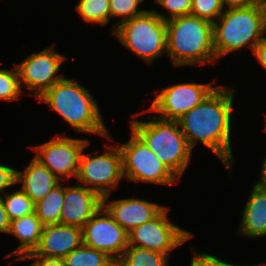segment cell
<instances>
[{
  "mask_svg": "<svg viewBox=\"0 0 266 266\" xmlns=\"http://www.w3.org/2000/svg\"><path fill=\"white\" fill-rule=\"evenodd\" d=\"M231 89L217 86L199 105L177 120L192 149L200 141L228 170L232 169L234 161L230 142L234 99V89Z\"/></svg>",
  "mask_w": 266,
  "mask_h": 266,
  "instance_id": "6da1fadb",
  "label": "cell"
},
{
  "mask_svg": "<svg viewBox=\"0 0 266 266\" xmlns=\"http://www.w3.org/2000/svg\"><path fill=\"white\" fill-rule=\"evenodd\" d=\"M77 80L67 79L54 84L38 99L59 113L77 132H86L111 139L96 100Z\"/></svg>",
  "mask_w": 266,
  "mask_h": 266,
  "instance_id": "7a4b0ae2",
  "label": "cell"
},
{
  "mask_svg": "<svg viewBox=\"0 0 266 266\" xmlns=\"http://www.w3.org/2000/svg\"><path fill=\"white\" fill-rule=\"evenodd\" d=\"M167 55L174 66L217 61L213 44V23L193 15L166 20Z\"/></svg>",
  "mask_w": 266,
  "mask_h": 266,
  "instance_id": "3957f363",
  "label": "cell"
},
{
  "mask_svg": "<svg viewBox=\"0 0 266 266\" xmlns=\"http://www.w3.org/2000/svg\"><path fill=\"white\" fill-rule=\"evenodd\" d=\"M265 33L266 9L257 3L247 7L226 8L213 23L216 59L246 46L253 51Z\"/></svg>",
  "mask_w": 266,
  "mask_h": 266,
  "instance_id": "277c9868",
  "label": "cell"
},
{
  "mask_svg": "<svg viewBox=\"0 0 266 266\" xmlns=\"http://www.w3.org/2000/svg\"><path fill=\"white\" fill-rule=\"evenodd\" d=\"M147 121H131L132 131L153 151L160 161L180 178L187 168L192 148L178 121L149 116Z\"/></svg>",
  "mask_w": 266,
  "mask_h": 266,
  "instance_id": "5b68a950",
  "label": "cell"
},
{
  "mask_svg": "<svg viewBox=\"0 0 266 266\" xmlns=\"http://www.w3.org/2000/svg\"><path fill=\"white\" fill-rule=\"evenodd\" d=\"M112 31L120 43L148 63L167 53L166 21L155 10L117 23Z\"/></svg>",
  "mask_w": 266,
  "mask_h": 266,
  "instance_id": "8992f818",
  "label": "cell"
},
{
  "mask_svg": "<svg viewBox=\"0 0 266 266\" xmlns=\"http://www.w3.org/2000/svg\"><path fill=\"white\" fill-rule=\"evenodd\" d=\"M131 139L119 146L122 154L123 176L129 181L172 184L177 177L160 161L133 131Z\"/></svg>",
  "mask_w": 266,
  "mask_h": 266,
  "instance_id": "52a82bcc",
  "label": "cell"
},
{
  "mask_svg": "<svg viewBox=\"0 0 266 266\" xmlns=\"http://www.w3.org/2000/svg\"><path fill=\"white\" fill-rule=\"evenodd\" d=\"M168 211L165 207L155 218L128 232V246L170 255L171 250L190 239L193 234L172 224Z\"/></svg>",
  "mask_w": 266,
  "mask_h": 266,
  "instance_id": "ba28073f",
  "label": "cell"
},
{
  "mask_svg": "<svg viewBox=\"0 0 266 266\" xmlns=\"http://www.w3.org/2000/svg\"><path fill=\"white\" fill-rule=\"evenodd\" d=\"M102 155L81 154L76 178L102 198L119 185L123 176L122 154L119 146L107 147ZM90 185V186H89ZM94 185V186H93Z\"/></svg>",
  "mask_w": 266,
  "mask_h": 266,
  "instance_id": "9c48e42d",
  "label": "cell"
},
{
  "mask_svg": "<svg viewBox=\"0 0 266 266\" xmlns=\"http://www.w3.org/2000/svg\"><path fill=\"white\" fill-rule=\"evenodd\" d=\"M90 141L57 135L55 139L33 146L34 159L48 168L60 181L77 176L80 156Z\"/></svg>",
  "mask_w": 266,
  "mask_h": 266,
  "instance_id": "30bf717a",
  "label": "cell"
},
{
  "mask_svg": "<svg viewBox=\"0 0 266 266\" xmlns=\"http://www.w3.org/2000/svg\"><path fill=\"white\" fill-rule=\"evenodd\" d=\"M217 86L204 83H179L158 92L146 111L158 112L166 120L177 121L184 113L199 105Z\"/></svg>",
  "mask_w": 266,
  "mask_h": 266,
  "instance_id": "8fae6325",
  "label": "cell"
},
{
  "mask_svg": "<svg viewBox=\"0 0 266 266\" xmlns=\"http://www.w3.org/2000/svg\"><path fill=\"white\" fill-rule=\"evenodd\" d=\"M67 59L64 55L57 53L53 47L33 53L27 59L16 66L19 75V83L25 85L37 99L41 97L54 84L64 78L58 73L61 64ZM22 84V85H21Z\"/></svg>",
  "mask_w": 266,
  "mask_h": 266,
  "instance_id": "7c38bea8",
  "label": "cell"
},
{
  "mask_svg": "<svg viewBox=\"0 0 266 266\" xmlns=\"http://www.w3.org/2000/svg\"><path fill=\"white\" fill-rule=\"evenodd\" d=\"M82 238L84 245L102 251L116 261L128 247V232L103 206L83 226Z\"/></svg>",
  "mask_w": 266,
  "mask_h": 266,
  "instance_id": "4fadbf2b",
  "label": "cell"
},
{
  "mask_svg": "<svg viewBox=\"0 0 266 266\" xmlns=\"http://www.w3.org/2000/svg\"><path fill=\"white\" fill-rule=\"evenodd\" d=\"M60 223L83 228L103 206V198L86 186H64Z\"/></svg>",
  "mask_w": 266,
  "mask_h": 266,
  "instance_id": "5bb4252c",
  "label": "cell"
},
{
  "mask_svg": "<svg viewBox=\"0 0 266 266\" xmlns=\"http://www.w3.org/2000/svg\"><path fill=\"white\" fill-rule=\"evenodd\" d=\"M83 243L82 229L66 224L44 225L33 254L44 258H65Z\"/></svg>",
  "mask_w": 266,
  "mask_h": 266,
  "instance_id": "9a60e30c",
  "label": "cell"
},
{
  "mask_svg": "<svg viewBox=\"0 0 266 266\" xmlns=\"http://www.w3.org/2000/svg\"><path fill=\"white\" fill-rule=\"evenodd\" d=\"M108 197L109 195L103 197V208L127 232L152 220L165 208V206L139 198H124L107 203Z\"/></svg>",
  "mask_w": 266,
  "mask_h": 266,
  "instance_id": "2e32d148",
  "label": "cell"
},
{
  "mask_svg": "<svg viewBox=\"0 0 266 266\" xmlns=\"http://www.w3.org/2000/svg\"><path fill=\"white\" fill-rule=\"evenodd\" d=\"M60 180L34 158L25 171L16 170V184L22 183V191L36 204L59 184Z\"/></svg>",
  "mask_w": 266,
  "mask_h": 266,
  "instance_id": "e0dca14e",
  "label": "cell"
},
{
  "mask_svg": "<svg viewBox=\"0 0 266 266\" xmlns=\"http://www.w3.org/2000/svg\"><path fill=\"white\" fill-rule=\"evenodd\" d=\"M241 226L238 234L250 238L266 235V192L253 186L248 201L243 209Z\"/></svg>",
  "mask_w": 266,
  "mask_h": 266,
  "instance_id": "ac0fdd59",
  "label": "cell"
},
{
  "mask_svg": "<svg viewBox=\"0 0 266 266\" xmlns=\"http://www.w3.org/2000/svg\"><path fill=\"white\" fill-rule=\"evenodd\" d=\"M43 226L35 212L10 221L7 234L16 236L20 241V245L13 253L8 254L9 257L17 255V258H24L26 255L33 253L39 245Z\"/></svg>",
  "mask_w": 266,
  "mask_h": 266,
  "instance_id": "d6986e66",
  "label": "cell"
},
{
  "mask_svg": "<svg viewBox=\"0 0 266 266\" xmlns=\"http://www.w3.org/2000/svg\"><path fill=\"white\" fill-rule=\"evenodd\" d=\"M62 185L61 182L57 184L44 199L35 204V213L43 225L60 223L64 204V186Z\"/></svg>",
  "mask_w": 266,
  "mask_h": 266,
  "instance_id": "ffe728a7",
  "label": "cell"
},
{
  "mask_svg": "<svg viewBox=\"0 0 266 266\" xmlns=\"http://www.w3.org/2000/svg\"><path fill=\"white\" fill-rule=\"evenodd\" d=\"M168 255L128 246L117 260L118 266H167Z\"/></svg>",
  "mask_w": 266,
  "mask_h": 266,
  "instance_id": "44dd1931",
  "label": "cell"
},
{
  "mask_svg": "<svg viewBox=\"0 0 266 266\" xmlns=\"http://www.w3.org/2000/svg\"><path fill=\"white\" fill-rule=\"evenodd\" d=\"M65 266H107L113 259L83 243L63 258Z\"/></svg>",
  "mask_w": 266,
  "mask_h": 266,
  "instance_id": "7402d4cb",
  "label": "cell"
},
{
  "mask_svg": "<svg viewBox=\"0 0 266 266\" xmlns=\"http://www.w3.org/2000/svg\"><path fill=\"white\" fill-rule=\"evenodd\" d=\"M75 8L88 23L106 25L110 22L109 0H80Z\"/></svg>",
  "mask_w": 266,
  "mask_h": 266,
  "instance_id": "603a6c76",
  "label": "cell"
},
{
  "mask_svg": "<svg viewBox=\"0 0 266 266\" xmlns=\"http://www.w3.org/2000/svg\"><path fill=\"white\" fill-rule=\"evenodd\" d=\"M3 204L10 221L35 212V203L22 189L4 194Z\"/></svg>",
  "mask_w": 266,
  "mask_h": 266,
  "instance_id": "cb8c5ba5",
  "label": "cell"
},
{
  "mask_svg": "<svg viewBox=\"0 0 266 266\" xmlns=\"http://www.w3.org/2000/svg\"><path fill=\"white\" fill-rule=\"evenodd\" d=\"M22 91L16 66L12 71L0 69V99L4 101L18 100Z\"/></svg>",
  "mask_w": 266,
  "mask_h": 266,
  "instance_id": "d4e9b609",
  "label": "cell"
},
{
  "mask_svg": "<svg viewBox=\"0 0 266 266\" xmlns=\"http://www.w3.org/2000/svg\"><path fill=\"white\" fill-rule=\"evenodd\" d=\"M223 10L221 0H192L190 14L214 23L223 14Z\"/></svg>",
  "mask_w": 266,
  "mask_h": 266,
  "instance_id": "484cf974",
  "label": "cell"
},
{
  "mask_svg": "<svg viewBox=\"0 0 266 266\" xmlns=\"http://www.w3.org/2000/svg\"><path fill=\"white\" fill-rule=\"evenodd\" d=\"M144 0H109L111 17L122 16L123 22L144 13L146 10H138V5Z\"/></svg>",
  "mask_w": 266,
  "mask_h": 266,
  "instance_id": "4316f807",
  "label": "cell"
},
{
  "mask_svg": "<svg viewBox=\"0 0 266 266\" xmlns=\"http://www.w3.org/2000/svg\"><path fill=\"white\" fill-rule=\"evenodd\" d=\"M157 4L163 6L170 16L157 13L163 20H170L176 17L190 15L192 9V0H155Z\"/></svg>",
  "mask_w": 266,
  "mask_h": 266,
  "instance_id": "83f0119b",
  "label": "cell"
},
{
  "mask_svg": "<svg viewBox=\"0 0 266 266\" xmlns=\"http://www.w3.org/2000/svg\"><path fill=\"white\" fill-rule=\"evenodd\" d=\"M190 266H242V265H234L233 263L230 264L227 262H223L215 256L209 255L207 253H198L194 251ZM244 266H251V265H244ZM252 266H258V264Z\"/></svg>",
  "mask_w": 266,
  "mask_h": 266,
  "instance_id": "f1b7e54d",
  "label": "cell"
},
{
  "mask_svg": "<svg viewBox=\"0 0 266 266\" xmlns=\"http://www.w3.org/2000/svg\"><path fill=\"white\" fill-rule=\"evenodd\" d=\"M15 184L16 170L4 165H0V192L5 193V189L7 187H10Z\"/></svg>",
  "mask_w": 266,
  "mask_h": 266,
  "instance_id": "f546056e",
  "label": "cell"
},
{
  "mask_svg": "<svg viewBox=\"0 0 266 266\" xmlns=\"http://www.w3.org/2000/svg\"><path fill=\"white\" fill-rule=\"evenodd\" d=\"M32 260L34 259L31 266H65V262L61 258H44L35 256L33 253L26 255L24 258H16L13 261L19 260Z\"/></svg>",
  "mask_w": 266,
  "mask_h": 266,
  "instance_id": "4dcf8cb0",
  "label": "cell"
},
{
  "mask_svg": "<svg viewBox=\"0 0 266 266\" xmlns=\"http://www.w3.org/2000/svg\"><path fill=\"white\" fill-rule=\"evenodd\" d=\"M253 54L256 56L261 66L266 69V36H263L261 40L256 44V47L253 50Z\"/></svg>",
  "mask_w": 266,
  "mask_h": 266,
  "instance_id": "1f68e13d",
  "label": "cell"
},
{
  "mask_svg": "<svg viewBox=\"0 0 266 266\" xmlns=\"http://www.w3.org/2000/svg\"><path fill=\"white\" fill-rule=\"evenodd\" d=\"M9 228L10 220L4 208L2 195H0V232L8 233Z\"/></svg>",
  "mask_w": 266,
  "mask_h": 266,
  "instance_id": "d6a6232c",
  "label": "cell"
},
{
  "mask_svg": "<svg viewBox=\"0 0 266 266\" xmlns=\"http://www.w3.org/2000/svg\"><path fill=\"white\" fill-rule=\"evenodd\" d=\"M223 7H247L256 3V0H221Z\"/></svg>",
  "mask_w": 266,
  "mask_h": 266,
  "instance_id": "836d02e7",
  "label": "cell"
},
{
  "mask_svg": "<svg viewBox=\"0 0 266 266\" xmlns=\"http://www.w3.org/2000/svg\"><path fill=\"white\" fill-rule=\"evenodd\" d=\"M257 189L266 192V157L262 163L260 180L254 185Z\"/></svg>",
  "mask_w": 266,
  "mask_h": 266,
  "instance_id": "e575fe53",
  "label": "cell"
},
{
  "mask_svg": "<svg viewBox=\"0 0 266 266\" xmlns=\"http://www.w3.org/2000/svg\"><path fill=\"white\" fill-rule=\"evenodd\" d=\"M256 3L262 8L266 9V0H256Z\"/></svg>",
  "mask_w": 266,
  "mask_h": 266,
  "instance_id": "d590c367",
  "label": "cell"
},
{
  "mask_svg": "<svg viewBox=\"0 0 266 266\" xmlns=\"http://www.w3.org/2000/svg\"><path fill=\"white\" fill-rule=\"evenodd\" d=\"M107 266H118V263L116 260H112Z\"/></svg>",
  "mask_w": 266,
  "mask_h": 266,
  "instance_id": "8d00e7d4",
  "label": "cell"
},
{
  "mask_svg": "<svg viewBox=\"0 0 266 266\" xmlns=\"http://www.w3.org/2000/svg\"><path fill=\"white\" fill-rule=\"evenodd\" d=\"M265 265H266V263H265V264H263V263L261 264V263H260V265H258V266H265Z\"/></svg>",
  "mask_w": 266,
  "mask_h": 266,
  "instance_id": "74e56055",
  "label": "cell"
}]
</instances>
